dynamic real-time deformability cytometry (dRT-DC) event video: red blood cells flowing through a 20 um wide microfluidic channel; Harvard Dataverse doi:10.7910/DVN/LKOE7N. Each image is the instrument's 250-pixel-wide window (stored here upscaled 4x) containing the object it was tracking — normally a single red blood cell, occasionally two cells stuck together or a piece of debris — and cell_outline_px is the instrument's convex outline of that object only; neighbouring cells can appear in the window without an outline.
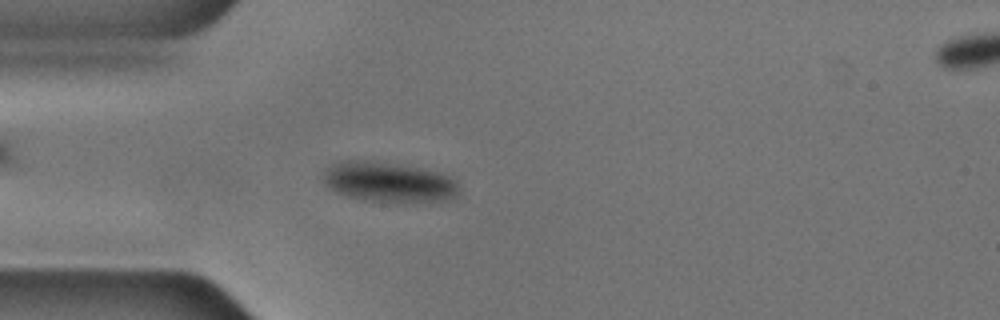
{"species": "common noctule bat (a hibernating species)", "species_latin": "Nyctalus noctula", "temperature_condition": "cold", "stored_images_in_passage": 12, "camera_frame_rate_fps": 3000, "um_per_image_px": 0.085, "animal": {"sex": "male", "body_mass_g": 17.9, "forearm_length_mm": 54.2}, "frame": {"image": 1, "passage_image": 4, "time_ms": 1.0, "image_size_px": [1000, 320], "cell_outline_px": [[460, 196], [452, 200], [424, 204], [392, 204], [364, 200], [348, 196], [336, 192], [328, 188], [324, 184], [324, 172], [336, 160], [372, 156], [440, 172], [452, 176], [460, 184]], "centroid_in_image_um": [33.13, 15.45], "position_along_channel_um": 51.9, "area_um2": 34.85}}
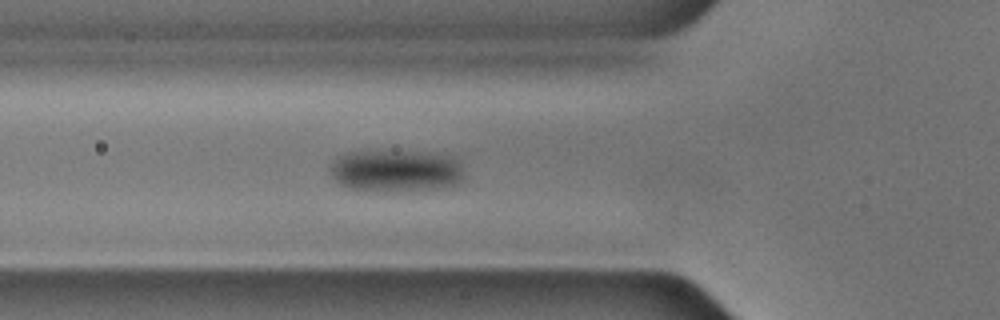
{"frame": {"image": 2, "passage_image": 8, "time_ms": 2.333, "image_size_px": [1000, 320], "cell_outline_px": [[464, 176], [460, 180], [452, 184], [412, 188], [356, 188], [344, 184], [336, 180], [332, 176], [332, 164], [340, 156], [352, 152], [428, 152], [456, 156], [460, 160]], "centroid_in_image_um": [33.73, 14.43], "position_along_channel_um": 92.1, "area_um2": 30.63}}